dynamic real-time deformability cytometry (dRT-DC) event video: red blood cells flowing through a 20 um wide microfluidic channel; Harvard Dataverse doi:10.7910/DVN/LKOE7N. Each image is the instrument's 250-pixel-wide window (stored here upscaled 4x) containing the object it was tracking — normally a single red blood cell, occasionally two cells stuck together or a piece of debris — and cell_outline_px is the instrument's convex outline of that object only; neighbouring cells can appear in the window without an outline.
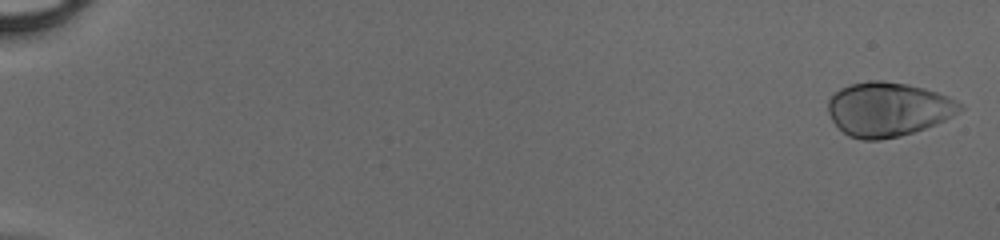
{"species": "human", "species_latin": "Homo sapiens", "temperature_condition": "cold", "stored_images_in_passage": 18, "camera_frame_rate_fps": 3000, "um_per_image_px": 0.085, "donor": {"sex": "male"}, "frame": {"image": 1, "passage_image": 1, "time_ms": 0.0, "image_size_px": [1000, 240], "cell_outline_px": [[964, 108], [944, 120], [936, 124], [900, 136], [880, 140], [864, 140], [848, 136], [832, 120], [828, 112], [828, 100], [840, 88], [852, 84], [868, 80], [884, 80], [908, 84], [924, 88], [948, 96], [960, 104]], "centroid_in_image_um": [75.47, 9.28], "position_along_channel_um": 9.5, "area_um2": 41.38}}
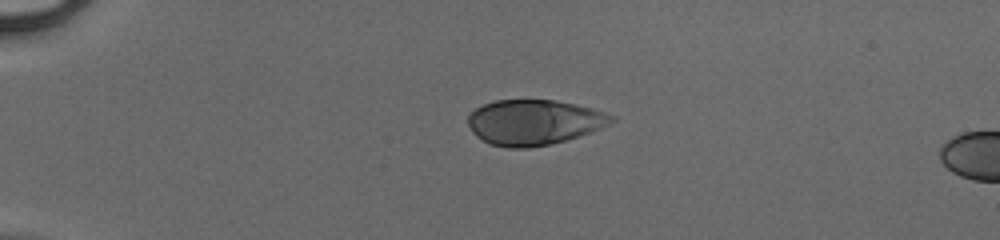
{"frame": {"image": 2, "passage_image": 13, "time_ms": 4.0, "image_size_px": [1000, 240], "cell_outline_px": [[616, 120], [600, 128], [564, 140], [548, 144], [528, 148], [508, 148], [492, 144], [476, 136], [472, 132], [468, 124], [468, 116], [476, 108], [484, 104], [496, 100], [556, 100], [576, 104], [592, 108], [616, 116]], "centroid_in_image_um": [45.38, 10.38], "position_along_channel_um": 39.6, "area_um2": 37.51}}